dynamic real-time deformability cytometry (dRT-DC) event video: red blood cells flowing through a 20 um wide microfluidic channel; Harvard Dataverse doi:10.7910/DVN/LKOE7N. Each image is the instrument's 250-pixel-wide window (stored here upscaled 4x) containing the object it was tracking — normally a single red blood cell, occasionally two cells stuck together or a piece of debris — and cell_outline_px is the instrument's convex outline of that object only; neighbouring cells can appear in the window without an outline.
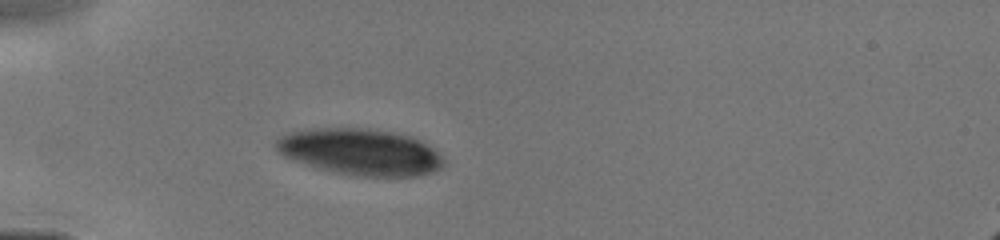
{"species": "human", "species_latin": "Homo sapiens", "temperature_condition": "cold", "stored_images_in_passage": 15, "camera_frame_rate_fps": 3000, "um_per_image_px": 0.085, "donor": {"sex": "male"}, "frame": {"image": 1, "passage_image": 1, "time_ms": 0.0, "image_size_px": [1000, 240], "cell_outline_px": [[444, 164], [440, 168], [432, 172], [416, 176], [356, 176], [332, 172], [304, 164], [284, 156], [276, 148], [276, 140], [280, 136], [288, 132], [308, 128], [368, 128], [392, 132], [412, 136], [428, 144], [444, 160]], "centroid_in_image_um": [30.61, 12.9], "position_along_channel_um": 54.4, "area_um2": 45.43}}
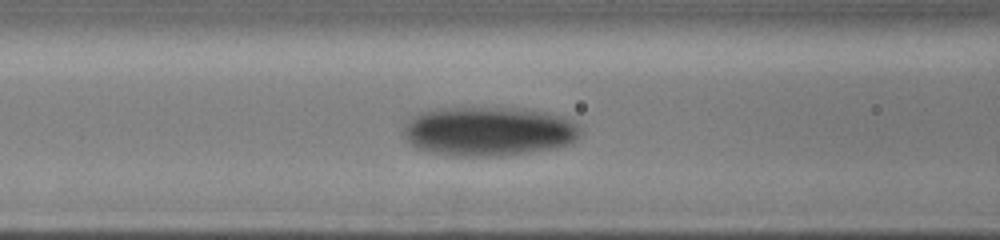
{"frame": {"image": 2, "passage_image": 8, "time_ms": 2.0, "image_size_px": [1000, 240], "cell_outline_px": [[580, 136], [572, 144], [556, 148], [528, 152], [496, 156], [452, 156], [428, 152], [416, 148], [404, 136], [404, 124], [412, 116], [420, 112], [444, 108], [512, 108], [544, 112], [560, 116], [572, 120], [580, 124]], "centroid_in_image_um": [41.54, 11.17], "position_along_channel_um": 125.1, "area_um2": 50.98}}
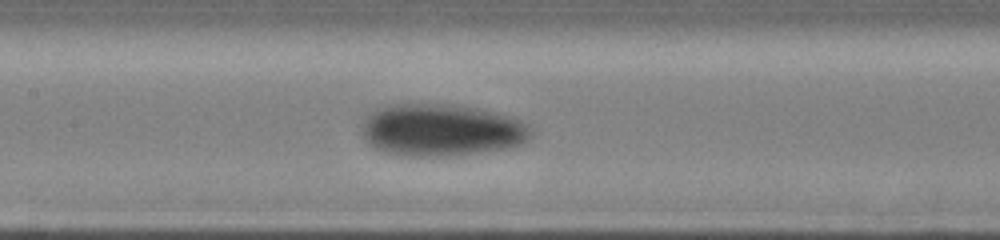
{"frame": {"image": 3, "passage_image": 12, "time_ms": 3.0, "image_size_px": [1000, 240], "cell_outline_px": [[532, 136], [528, 140], [512, 148], [456, 156], [404, 156], [384, 152], [376, 148], [360, 132], [360, 128], [364, 116], [368, 112], [376, 108], [388, 104], [452, 104], [484, 108], [520, 120], [528, 124], [532, 128]], "centroid_in_image_um": [37.53, 11.05], "position_along_channel_um": 169.9, "area_um2": 52.54}}